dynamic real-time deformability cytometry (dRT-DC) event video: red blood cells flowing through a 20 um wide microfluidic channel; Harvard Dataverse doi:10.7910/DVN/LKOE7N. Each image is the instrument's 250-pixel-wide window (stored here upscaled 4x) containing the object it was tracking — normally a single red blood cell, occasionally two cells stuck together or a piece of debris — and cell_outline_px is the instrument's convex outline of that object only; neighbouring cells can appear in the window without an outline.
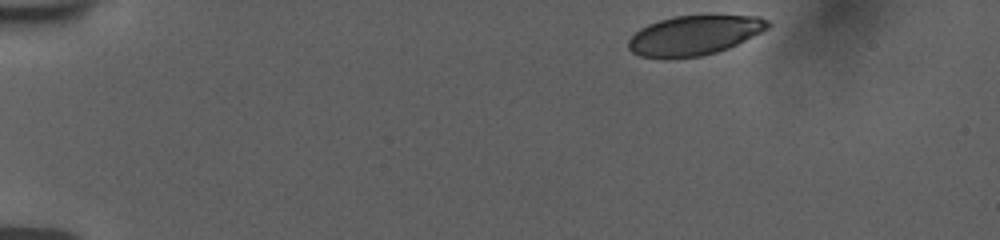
{"species": "human", "species_latin": "Homo sapiens", "temperature_condition": "room temperature", "stored_images_in_passage": 48, "camera_frame_rate_fps": 3000, "um_per_image_px": 0.085, "donor": {"sex": "female"}, "frame": {"image": 1, "passage_image": 1, "time_ms": 0.0, "image_size_px": [1000, 240], "cell_outline_px": [[772, 24], [768, 28], [728, 48], [716, 52], [700, 56], [668, 60], [640, 56], [632, 52], [628, 48], [628, 40], [640, 28], [648, 24], [660, 20], [676, 16], [708, 12], [712, 12], [760, 16], [768, 20]], "centroid_in_image_um": [59.04, 2.96], "position_along_channel_um": 26.0, "area_um2": 33.47}}
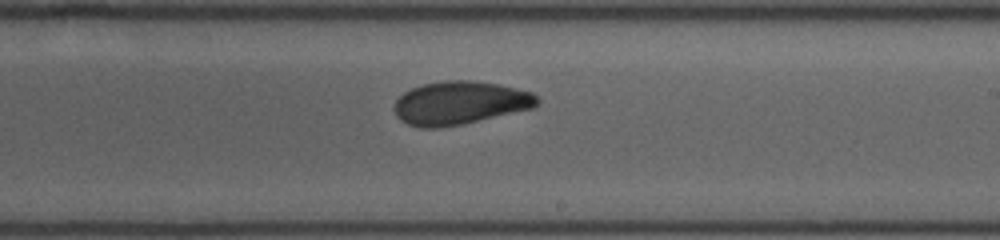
{"frame": {"image": 2, "passage_image": 27, "time_ms": 8.667, "image_size_px": [1000, 240], "cell_outline_px": [[540, 100], [532, 108], [460, 124], [440, 128], [420, 128], [408, 124], [400, 120], [396, 116], [396, 100], [404, 92], [412, 88], [424, 84], [444, 80], [472, 80], [500, 84], [532, 92]], "centroid_in_image_um": [39.08, 8.74], "position_along_channel_um": 249.9, "area_um2": 35.72}}
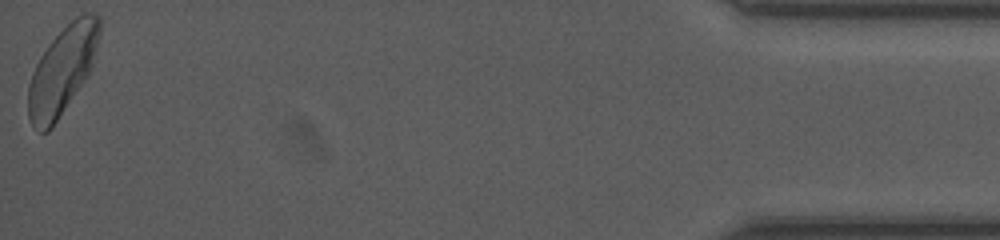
{"frame": {"image": 3, "passage_image": 48, "time_ms": 15.667, "image_size_px": [1000, 240], "cell_outline_px": [[104, 20], [92, 68], [52, 128], [48, 132], [40, 132], [28, 120], [28, 84], [32, 72], [40, 56], [48, 44], [76, 16], [84, 12], [96, 12]], "centroid_in_image_um": [5.33, 5.93], "position_along_channel_um": 429.9, "area_um2": 36.76}, "authors_computed_cell_mechanics": {"area_um2": 35.2869, "velocity_mm_per_s": 3.7442, "shape_relaxation_time_tau1_ms": 4.9794, "shape_relaxation_time_tau2_ms": 1.9042, "deformation_change_tau1": 0.1422, "deformation_change_tau2": 0.0682}}